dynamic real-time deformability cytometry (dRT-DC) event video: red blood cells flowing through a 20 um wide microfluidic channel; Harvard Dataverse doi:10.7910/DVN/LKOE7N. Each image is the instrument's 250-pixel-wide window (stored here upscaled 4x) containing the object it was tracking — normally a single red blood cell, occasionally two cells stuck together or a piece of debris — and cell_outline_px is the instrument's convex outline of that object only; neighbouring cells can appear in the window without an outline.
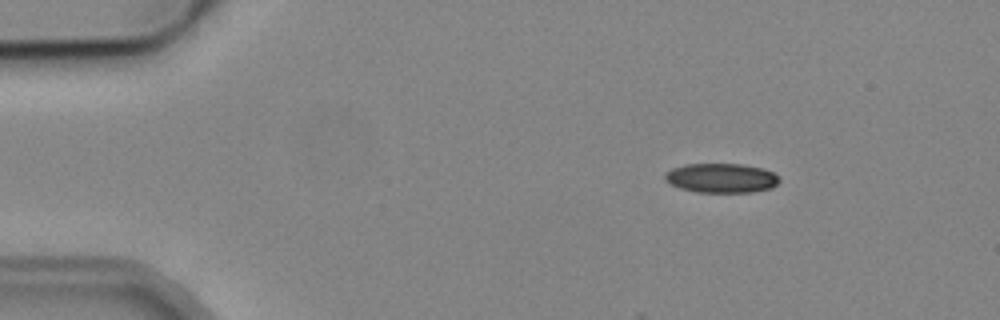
{"species": "common noctule bat (a hibernating species)", "species_latin": "Nyctalus noctula", "temperature_condition": "cold", "stored_images_in_passage": 5, "camera_frame_rate_fps": 3000, "um_per_image_px": 0.085, "animal": {"sex": "male", "body_mass_g": 19.2, "forearm_length_mm": 51.8}, "frame": {"image": 1, "passage_image": 1, "time_ms": 0.0, "image_size_px": [1000, 320], "cell_outline_px": [[780, 180], [772, 188], [752, 192], [696, 192], [680, 188], [664, 180], [664, 172], [672, 168], [684, 164], [744, 164], [764, 168], [772, 172]], "centroid_in_image_um": [61.29, 15.12], "position_along_channel_um": 23.7, "area_um2": 19.71}}